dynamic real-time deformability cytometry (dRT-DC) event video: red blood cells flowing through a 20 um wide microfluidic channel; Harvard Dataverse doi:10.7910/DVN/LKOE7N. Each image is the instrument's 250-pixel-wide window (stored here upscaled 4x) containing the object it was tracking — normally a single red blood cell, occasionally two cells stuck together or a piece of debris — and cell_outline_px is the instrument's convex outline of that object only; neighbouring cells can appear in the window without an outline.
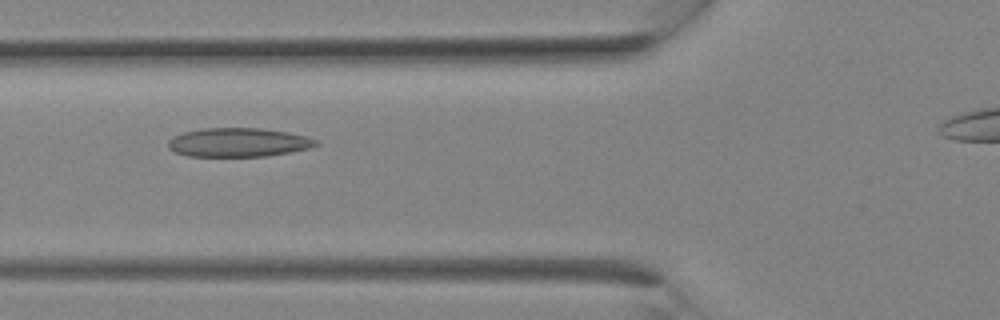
{"species": "Egyptian fruit bat (a non-hibernating species)", "species_latin": "Rousettus aegyptiacus", "temperature_condition": "room temperature", "stored_images_in_passage": 9, "camera_frame_rate_fps": 3000, "um_per_image_px": 0.085, "animal": {"sex": "female"}, "frame": {"image": 1, "passage_image": 6, "time_ms": 1.667, "image_size_px": [1000, 320], "cell_outline_px": [[320, 144], [308, 148], [268, 156], [188, 156], [176, 152], [168, 148], [168, 140], [172, 136], [184, 132], [204, 128], [260, 128], [288, 132], [304, 136], [316, 140]], "centroid_in_image_um": [20.22, 12.1], "position_along_channel_um": 105.6, "area_um2": 24.74}}
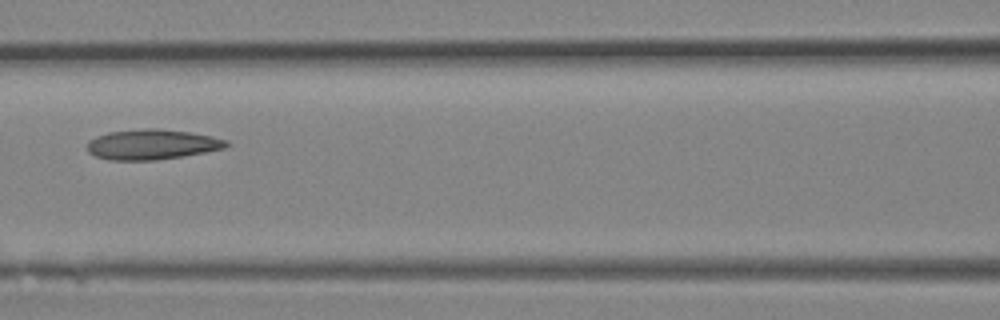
{"frame": {"image": 2, "passage_image": 8, "time_ms": 2.333, "image_size_px": [1000, 320], "cell_outline_px": [[232, 144], [224, 148], [184, 156], [156, 160], [108, 160], [96, 156], [88, 152], [88, 140], [96, 136], [108, 132], [144, 128], [156, 128], [188, 132], [212, 136], [228, 140]], "centroid_in_image_um": [12.93, 12.27], "position_along_channel_um": 153.7, "area_um2": 24.57}}